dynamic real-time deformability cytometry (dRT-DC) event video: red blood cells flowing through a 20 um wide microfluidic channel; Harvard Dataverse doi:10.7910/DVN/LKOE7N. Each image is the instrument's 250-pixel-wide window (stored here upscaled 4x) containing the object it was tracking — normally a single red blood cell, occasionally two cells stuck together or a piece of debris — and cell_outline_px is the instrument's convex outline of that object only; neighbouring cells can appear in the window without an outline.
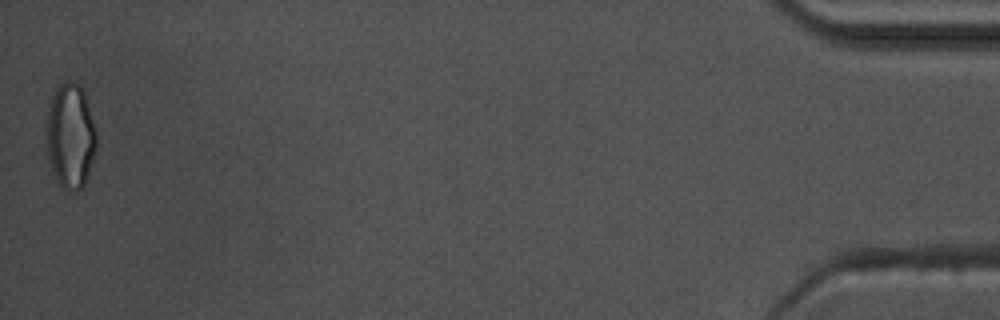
{"species": "common noctule bat (a hibernating species)", "species_latin": "Nyctalus noctula", "temperature_condition": "warm", "stored_images_in_passage": 57, "camera_frame_rate_fps": 3000, "um_per_image_px": 0.085, "animal": {"sex": "male", "body_mass_g": 17.5, "forearm_length_mm": 52.3}, "frame": {"image": 1, "passage_image": 57, "time_ms": 18.667, "image_size_px": [1000, 320], "cell_outline_px": [[96, 144], [92, 160], [84, 184], [76, 192], [68, 192], [56, 180], [48, 156], [48, 112], [52, 96], [56, 88], [60, 84], [68, 80], [72, 80], [80, 84], [84, 92], [96, 132]], "centroid_in_image_um": [6.0, 11.54], "position_along_channel_um": 429.2, "area_um2": 29.94}, "authors_computed_cell_mechanics": {"area_um2": 21.386, "velocity_mm_per_s": 3.5975, "shape_relaxation_time_tau1_ms": null, "shape_relaxation_time_tau2_ms": 1.5726, "deformation_change_tau1": null, "deformation_change_tau2": 0.0631}}